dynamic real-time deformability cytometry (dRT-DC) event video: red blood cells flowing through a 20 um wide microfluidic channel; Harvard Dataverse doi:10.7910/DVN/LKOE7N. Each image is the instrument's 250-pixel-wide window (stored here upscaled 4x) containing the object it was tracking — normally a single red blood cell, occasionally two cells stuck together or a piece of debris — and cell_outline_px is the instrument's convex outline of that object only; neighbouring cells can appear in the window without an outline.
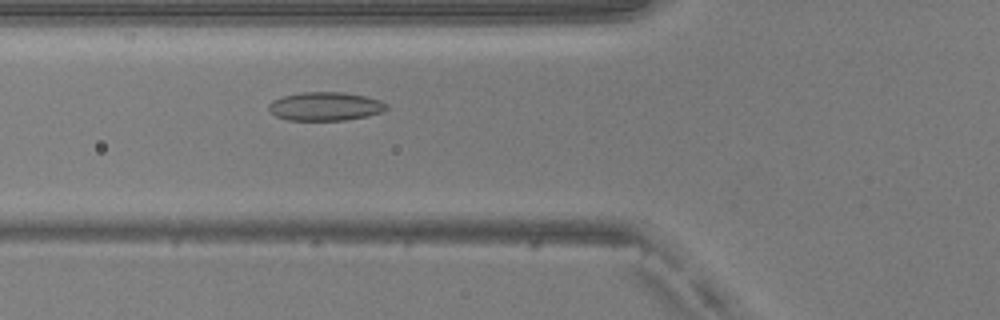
{"species": "common noctule bat (a hibernating species)", "species_latin": "Nyctalus noctula", "temperature_condition": "warm", "stored_images_in_passage": 32, "camera_frame_rate_fps": 3000, "um_per_image_px": 0.085, "animal": {"sex": "male", "body_mass_g": 20.5, "forearm_length_mm": 52.5}, "frame": {"image": 1, "passage_image": 5, "time_ms": 1.333, "image_size_px": [1000, 320], "cell_outline_px": [[388, 108], [384, 112], [368, 116], [344, 120], [288, 120], [276, 116], [268, 112], [268, 104], [272, 100], [284, 96], [300, 92], [344, 92], [364, 96], [380, 100], [388, 104]], "centroid_in_image_um": [27.65, 9.04], "position_along_channel_um": 98.2, "area_um2": 19.83}}
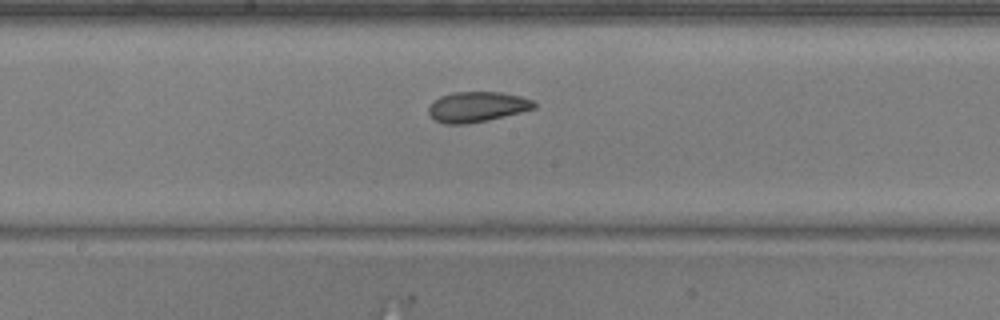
{"frame": {"image": 2, "passage_image": 13, "time_ms": 4.0, "image_size_px": [1000, 320], "cell_outline_px": [[536, 108], [488, 120], [468, 124], [444, 124], [436, 120], [428, 112], [428, 108], [440, 96], [452, 92], [500, 92], [520, 96], [532, 100], [536, 104]], "centroid_in_image_um": [40.56, 9.08], "position_along_channel_um": 207.6, "area_um2": 18.5}}
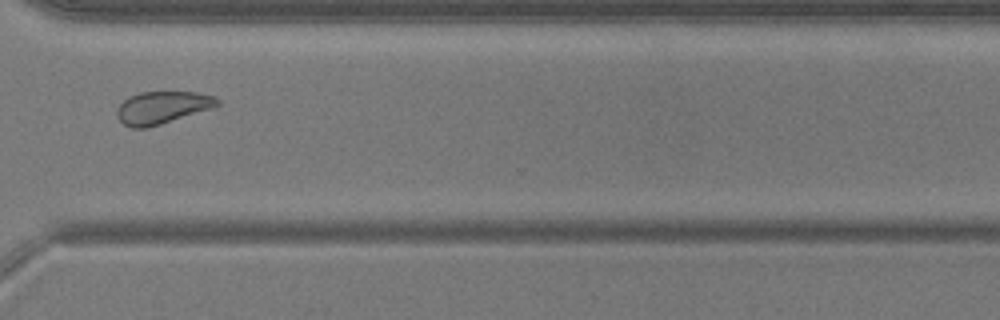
{"frame": {"image": 3, "passage_image": 24, "time_ms": 7.667, "image_size_px": [1000, 320], "cell_outline_px": [[220, 104], [212, 108], [160, 124], [144, 128], [132, 128], [124, 124], [116, 116], [116, 112], [120, 104], [124, 100], [140, 92], [196, 92], [216, 96], [220, 100]], "centroid_in_image_um": [13.81, 9.13], "position_along_channel_um": 356.8, "area_um2": 18.79}, "authors_computed_cell_mechanics": {"area_um2": 18.9584, "velocity_mm_per_s": 4.0867, "shape_relaxation_time_tau1_ms": 4.4976, "shape_relaxation_time_tau2_ms": 2.6164, "deformation_change_tau1": 0.0927, "deformation_change_tau2": 0.0725}}